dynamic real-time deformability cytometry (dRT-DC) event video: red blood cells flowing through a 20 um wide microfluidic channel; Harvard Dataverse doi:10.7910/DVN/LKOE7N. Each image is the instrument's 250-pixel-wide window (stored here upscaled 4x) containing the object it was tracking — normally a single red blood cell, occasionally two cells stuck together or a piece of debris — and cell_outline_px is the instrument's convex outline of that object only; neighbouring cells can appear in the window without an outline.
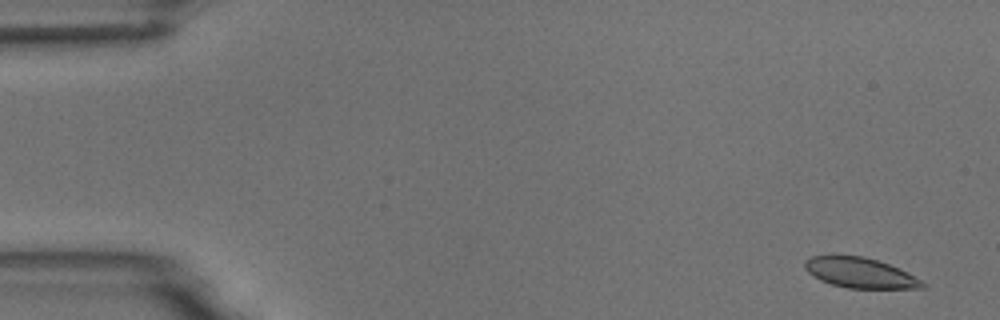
{"species": "common noctule bat (a hibernating species)", "species_latin": "Nyctalus noctula", "temperature_condition": "room temperature", "stored_images_in_passage": 6, "camera_frame_rate_fps": 3000, "um_per_image_px": 0.085, "animal": {"sex": "male", "body_mass_g": 18.8}, "frame": {"image": 1, "passage_image": 1, "time_ms": 0.0, "image_size_px": [1000, 320], "cell_outline_px": [[928, 284], [924, 288], [848, 288], [832, 284], [820, 280], [812, 276], [804, 268], [804, 260], [812, 256], [832, 252], [836, 252], [864, 256], [900, 268], [908, 272]], "centroid_in_image_um": [73.04, 23.14], "position_along_channel_um": 12.0, "area_um2": 21.5}}
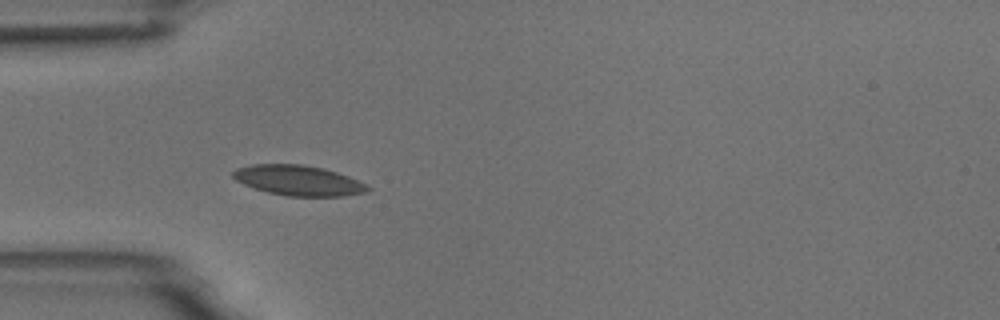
{"frame": {"image": 2, "passage_image": 5, "time_ms": 4.667, "image_size_px": [1000, 320], "cell_outline_px": [[372, 188], [368, 192], [344, 196], [288, 196], [268, 192], [244, 184], [236, 180], [232, 176], [232, 172], [236, 168], [252, 164], [300, 164], [324, 168], [348, 176]], "centroid_in_image_um": [25.36, 15.33], "position_along_channel_um": 59.6, "area_um2": 23.58}}